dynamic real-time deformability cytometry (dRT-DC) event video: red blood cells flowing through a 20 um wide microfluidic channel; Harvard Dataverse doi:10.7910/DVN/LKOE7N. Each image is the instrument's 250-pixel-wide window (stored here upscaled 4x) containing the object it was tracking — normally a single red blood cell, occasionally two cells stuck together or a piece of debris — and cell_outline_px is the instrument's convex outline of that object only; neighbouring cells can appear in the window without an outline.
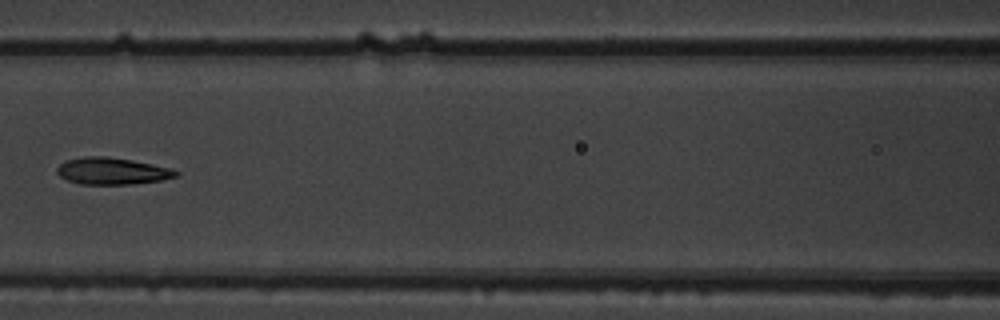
{"species": "common noctule bat (a hibernating species)", "species_latin": "Nyctalus noctula", "temperature_condition": "warm", "stored_images_in_passage": 8, "camera_frame_rate_fps": 3000, "um_per_image_px": 0.085, "animal": {"sex": "male", "body_mass_g": 19.5, "forearm_length_mm": 54.6}, "frame": {"image": 1, "passage_image": 7, "time_ms": 2.0, "image_size_px": [1000, 320], "cell_outline_px": [[180, 172], [176, 176], [160, 180], [132, 184], [80, 184], [68, 180], [60, 176], [56, 172], [56, 168], [64, 160], [84, 156], [108, 156], [132, 160], [172, 168]], "centroid_in_image_um": [9.5, 14.53], "position_along_channel_um": 157.1, "area_um2": 18.67}}
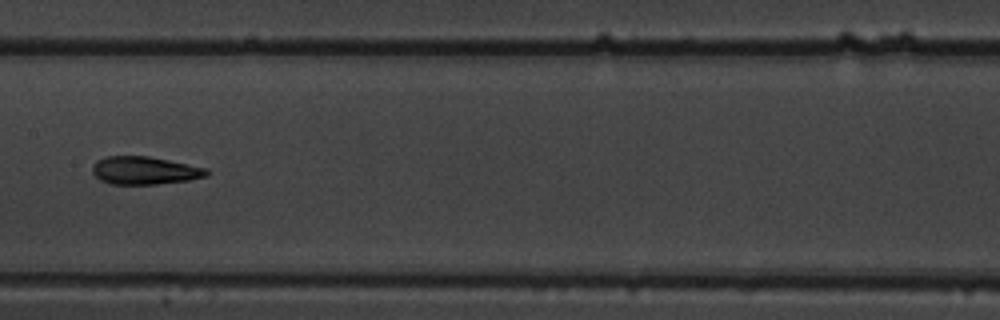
{"frame": {"image": 2, "passage_image": 8, "time_ms": 2.333, "image_size_px": [1000, 320], "cell_outline_px": [[208, 176], [188, 180], [156, 184], [112, 184], [100, 180], [92, 172], [92, 164], [96, 160], [104, 156], [148, 156], [208, 168]], "centroid_in_image_um": [12.27, 14.48], "position_along_channel_um": 195.1, "area_um2": 18.61}}